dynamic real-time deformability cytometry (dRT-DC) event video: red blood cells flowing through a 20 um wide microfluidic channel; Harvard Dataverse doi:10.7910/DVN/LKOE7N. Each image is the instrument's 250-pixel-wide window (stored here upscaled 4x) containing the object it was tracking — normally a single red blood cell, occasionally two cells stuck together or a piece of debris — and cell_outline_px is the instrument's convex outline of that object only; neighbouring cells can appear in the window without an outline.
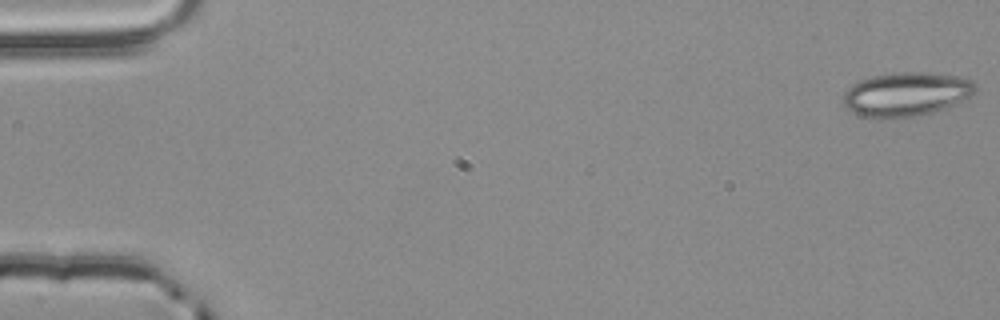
{"species": "common noctule bat (a hibernating species)", "species_latin": "Nyctalus noctula", "temperature_condition": "room temperature", "stored_images_in_passage": 4, "camera_frame_rate_fps": 3000, "um_per_image_px": 0.085, "animal": {"sex": "male", "body_mass_g": 20.4}, "frame": {"image": 1, "passage_image": 1, "time_ms": 0.0, "image_size_px": [1000, 320], "cell_outline_px": [[976, 92], [944, 108], [932, 112], [912, 116], [864, 116], [852, 112], [844, 104], [844, 92], [852, 84], [860, 80], [872, 76], [892, 72], [924, 72], [952, 76], [972, 80], [976, 84]], "centroid_in_image_um": [77.01, 7.97], "position_along_channel_um": 8.0, "area_um2": 32.95}}